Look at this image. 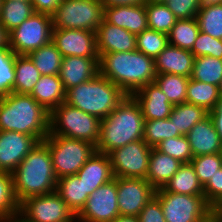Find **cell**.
Returning <instances> with one entry per match:
<instances>
[{
	"label": "cell",
	"instance_id": "cell-14",
	"mask_svg": "<svg viewBox=\"0 0 222 222\" xmlns=\"http://www.w3.org/2000/svg\"><path fill=\"white\" fill-rule=\"evenodd\" d=\"M156 190L147 179L117 178V202L120 215L138 216L144 206L155 196Z\"/></svg>",
	"mask_w": 222,
	"mask_h": 222
},
{
	"label": "cell",
	"instance_id": "cell-27",
	"mask_svg": "<svg viewBox=\"0 0 222 222\" xmlns=\"http://www.w3.org/2000/svg\"><path fill=\"white\" fill-rule=\"evenodd\" d=\"M163 189L171 193L204 195L203 186L191 163H183Z\"/></svg>",
	"mask_w": 222,
	"mask_h": 222
},
{
	"label": "cell",
	"instance_id": "cell-3",
	"mask_svg": "<svg viewBox=\"0 0 222 222\" xmlns=\"http://www.w3.org/2000/svg\"><path fill=\"white\" fill-rule=\"evenodd\" d=\"M145 119L133 96L126 98L101 120L96 152L109 154L126 144L143 139Z\"/></svg>",
	"mask_w": 222,
	"mask_h": 222
},
{
	"label": "cell",
	"instance_id": "cell-19",
	"mask_svg": "<svg viewBox=\"0 0 222 222\" xmlns=\"http://www.w3.org/2000/svg\"><path fill=\"white\" fill-rule=\"evenodd\" d=\"M99 74V58L67 56L62 59L59 77L67 91Z\"/></svg>",
	"mask_w": 222,
	"mask_h": 222
},
{
	"label": "cell",
	"instance_id": "cell-30",
	"mask_svg": "<svg viewBox=\"0 0 222 222\" xmlns=\"http://www.w3.org/2000/svg\"><path fill=\"white\" fill-rule=\"evenodd\" d=\"M41 75H59L62 54L51 41L28 54Z\"/></svg>",
	"mask_w": 222,
	"mask_h": 222
},
{
	"label": "cell",
	"instance_id": "cell-50",
	"mask_svg": "<svg viewBox=\"0 0 222 222\" xmlns=\"http://www.w3.org/2000/svg\"><path fill=\"white\" fill-rule=\"evenodd\" d=\"M104 7L121 6V5H136L145 3V0H100Z\"/></svg>",
	"mask_w": 222,
	"mask_h": 222
},
{
	"label": "cell",
	"instance_id": "cell-39",
	"mask_svg": "<svg viewBox=\"0 0 222 222\" xmlns=\"http://www.w3.org/2000/svg\"><path fill=\"white\" fill-rule=\"evenodd\" d=\"M145 10L150 29L168 34L176 23L177 18L166 4L145 2Z\"/></svg>",
	"mask_w": 222,
	"mask_h": 222
},
{
	"label": "cell",
	"instance_id": "cell-22",
	"mask_svg": "<svg viewBox=\"0 0 222 222\" xmlns=\"http://www.w3.org/2000/svg\"><path fill=\"white\" fill-rule=\"evenodd\" d=\"M195 56L189 51L168 44L155 58L156 74L191 77Z\"/></svg>",
	"mask_w": 222,
	"mask_h": 222
},
{
	"label": "cell",
	"instance_id": "cell-1",
	"mask_svg": "<svg viewBox=\"0 0 222 222\" xmlns=\"http://www.w3.org/2000/svg\"><path fill=\"white\" fill-rule=\"evenodd\" d=\"M99 73L128 96L154 82L157 75L155 59L138 50L102 54L99 57Z\"/></svg>",
	"mask_w": 222,
	"mask_h": 222
},
{
	"label": "cell",
	"instance_id": "cell-46",
	"mask_svg": "<svg viewBox=\"0 0 222 222\" xmlns=\"http://www.w3.org/2000/svg\"><path fill=\"white\" fill-rule=\"evenodd\" d=\"M203 192L207 204L212 209L222 201V168L218 169L216 174L203 186Z\"/></svg>",
	"mask_w": 222,
	"mask_h": 222
},
{
	"label": "cell",
	"instance_id": "cell-6",
	"mask_svg": "<svg viewBox=\"0 0 222 222\" xmlns=\"http://www.w3.org/2000/svg\"><path fill=\"white\" fill-rule=\"evenodd\" d=\"M101 120L80 109L60 104L50 112L48 136H65L97 145Z\"/></svg>",
	"mask_w": 222,
	"mask_h": 222
},
{
	"label": "cell",
	"instance_id": "cell-15",
	"mask_svg": "<svg viewBox=\"0 0 222 222\" xmlns=\"http://www.w3.org/2000/svg\"><path fill=\"white\" fill-rule=\"evenodd\" d=\"M52 42L63 58L67 56L99 58L96 33L93 31L53 28Z\"/></svg>",
	"mask_w": 222,
	"mask_h": 222
},
{
	"label": "cell",
	"instance_id": "cell-33",
	"mask_svg": "<svg viewBox=\"0 0 222 222\" xmlns=\"http://www.w3.org/2000/svg\"><path fill=\"white\" fill-rule=\"evenodd\" d=\"M199 32L196 18L177 19L168 33V42L170 45L191 51Z\"/></svg>",
	"mask_w": 222,
	"mask_h": 222
},
{
	"label": "cell",
	"instance_id": "cell-32",
	"mask_svg": "<svg viewBox=\"0 0 222 222\" xmlns=\"http://www.w3.org/2000/svg\"><path fill=\"white\" fill-rule=\"evenodd\" d=\"M34 12L35 11L31 1H3L0 14V23L9 34L24 20L28 19Z\"/></svg>",
	"mask_w": 222,
	"mask_h": 222
},
{
	"label": "cell",
	"instance_id": "cell-25",
	"mask_svg": "<svg viewBox=\"0 0 222 222\" xmlns=\"http://www.w3.org/2000/svg\"><path fill=\"white\" fill-rule=\"evenodd\" d=\"M30 95L48 112L65 102L66 91L59 75H41Z\"/></svg>",
	"mask_w": 222,
	"mask_h": 222
},
{
	"label": "cell",
	"instance_id": "cell-47",
	"mask_svg": "<svg viewBox=\"0 0 222 222\" xmlns=\"http://www.w3.org/2000/svg\"><path fill=\"white\" fill-rule=\"evenodd\" d=\"M139 222H166L160 200L153 196L138 215Z\"/></svg>",
	"mask_w": 222,
	"mask_h": 222
},
{
	"label": "cell",
	"instance_id": "cell-36",
	"mask_svg": "<svg viewBox=\"0 0 222 222\" xmlns=\"http://www.w3.org/2000/svg\"><path fill=\"white\" fill-rule=\"evenodd\" d=\"M196 20L199 30L213 38L221 39L222 36V4L201 6Z\"/></svg>",
	"mask_w": 222,
	"mask_h": 222
},
{
	"label": "cell",
	"instance_id": "cell-4",
	"mask_svg": "<svg viewBox=\"0 0 222 222\" xmlns=\"http://www.w3.org/2000/svg\"><path fill=\"white\" fill-rule=\"evenodd\" d=\"M48 112L30 94L12 92L0 97V131H15L37 137L49 134Z\"/></svg>",
	"mask_w": 222,
	"mask_h": 222
},
{
	"label": "cell",
	"instance_id": "cell-13",
	"mask_svg": "<svg viewBox=\"0 0 222 222\" xmlns=\"http://www.w3.org/2000/svg\"><path fill=\"white\" fill-rule=\"evenodd\" d=\"M117 198V178H114L89 195L76 222H112L120 215Z\"/></svg>",
	"mask_w": 222,
	"mask_h": 222
},
{
	"label": "cell",
	"instance_id": "cell-44",
	"mask_svg": "<svg viewBox=\"0 0 222 222\" xmlns=\"http://www.w3.org/2000/svg\"><path fill=\"white\" fill-rule=\"evenodd\" d=\"M190 52L195 57L211 56L222 59V42L200 31Z\"/></svg>",
	"mask_w": 222,
	"mask_h": 222
},
{
	"label": "cell",
	"instance_id": "cell-12",
	"mask_svg": "<svg viewBox=\"0 0 222 222\" xmlns=\"http://www.w3.org/2000/svg\"><path fill=\"white\" fill-rule=\"evenodd\" d=\"M151 147L143 140H136L108 154L114 178L146 179Z\"/></svg>",
	"mask_w": 222,
	"mask_h": 222
},
{
	"label": "cell",
	"instance_id": "cell-45",
	"mask_svg": "<svg viewBox=\"0 0 222 222\" xmlns=\"http://www.w3.org/2000/svg\"><path fill=\"white\" fill-rule=\"evenodd\" d=\"M165 4L177 19L196 18L201 7L199 0H167Z\"/></svg>",
	"mask_w": 222,
	"mask_h": 222
},
{
	"label": "cell",
	"instance_id": "cell-37",
	"mask_svg": "<svg viewBox=\"0 0 222 222\" xmlns=\"http://www.w3.org/2000/svg\"><path fill=\"white\" fill-rule=\"evenodd\" d=\"M178 136L181 134L169 118L145 121L143 140L151 148H155L163 140Z\"/></svg>",
	"mask_w": 222,
	"mask_h": 222
},
{
	"label": "cell",
	"instance_id": "cell-55",
	"mask_svg": "<svg viewBox=\"0 0 222 222\" xmlns=\"http://www.w3.org/2000/svg\"><path fill=\"white\" fill-rule=\"evenodd\" d=\"M0 222H26V221L22 219L19 215H16L14 217H11L9 219H6Z\"/></svg>",
	"mask_w": 222,
	"mask_h": 222
},
{
	"label": "cell",
	"instance_id": "cell-24",
	"mask_svg": "<svg viewBox=\"0 0 222 222\" xmlns=\"http://www.w3.org/2000/svg\"><path fill=\"white\" fill-rule=\"evenodd\" d=\"M182 164L156 147L152 148L146 179L155 190L163 188Z\"/></svg>",
	"mask_w": 222,
	"mask_h": 222
},
{
	"label": "cell",
	"instance_id": "cell-59",
	"mask_svg": "<svg viewBox=\"0 0 222 222\" xmlns=\"http://www.w3.org/2000/svg\"><path fill=\"white\" fill-rule=\"evenodd\" d=\"M2 3H3V0H0V14H1Z\"/></svg>",
	"mask_w": 222,
	"mask_h": 222
},
{
	"label": "cell",
	"instance_id": "cell-26",
	"mask_svg": "<svg viewBox=\"0 0 222 222\" xmlns=\"http://www.w3.org/2000/svg\"><path fill=\"white\" fill-rule=\"evenodd\" d=\"M55 192L77 216L86 205L89 197L85 186L77 175H69L57 180Z\"/></svg>",
	"mask_w": 222,
	"mask_h": 222
},
{
	"label": "cell",
	"instance_id": "cell-54",
	"mask_svg": "<svg viewBox=\"0 0 222 222\" xmlns=\"http://www.w3.org/2000/svg\"><path fill=\"white\" fill-rule=\"evenodd\" d=\"M213 212L222 219V201L213 208Z\"/></svg>",
	"mask_w": 222,
	"mask_h": 222
},
{
	"label": "cell",
	"instance_id": "cell-56",
	"mask_svg": "<svg viewBox=\"0 0 222 222\" xmlns=\"http://www.w3.org/2000/svg\"><path fill=\"white\" fill-rule=\"evenodd\" d=\"M209 222H222V219L212 211Z\"/></svg>",
	"mask_w": 222,
	"mask_h": 222
},
{
	"label": "cell",
	"instance_id": "cell-9",
	"mask_svg": "<svg viewBox=\"0 0 222 222\" xmlns=\"http://www.w3.org/2000/svg\"><path fill=\"white\" fill-rule=\"evenodd\" d=\"M155 196L160 200L166 222H209L213 209L204 195H186L157 189Z\"/></svg>",
	"mask_w": 222,
	"mask_h": 222
},
{
	"label": "cell",
	"instance_id": "cell-29",
	"mask_svg": "<svg viewBox=\"0 0 222 222\" xmlns=\"http://www.w3.org/2000/svg\"><path fill=\"white\" fill-rule=\"evenodd\" d=\"M41 74L28 55L15 54V82L13 92L30 94Z\"/></svg>",
	"mask_w": 222,
	"mask_h": 222
},
{
	"label": "cell",
	"instance_id": "cell-51",
	"mask_svg": "<svg viewBox=\"0 0 222 222\" xmlns=\"http://www.w3.org/2000/svg\"><path fill=\"white\" fill-rule=\"evenodd\" d=\"M9 44V34L0 23V48Z\"/></svg>",
	"mask_w": 222,
	"mask_h": 222
},
{
	"label": "cell",
	"instance_id": "cell-49",
	"mask_svg": "<svg viewBox=\"0 0 222 222\" xmlns=\"http://www.w3.org/2000/svg\"><path fill=\"white\" fill-rule=\"evenodd\" d=\"M209 116L211 117L215 130L217 131L222 141V98L219 99L216 107L209 111Z\"/></svg>",
	"mask_w": 222,
	"mask_h": 222
},
{
	"label": "cell",
	"instance_id": "cell-7",
	"mask_svg": "<svg viewBox=\"0 0 222 222\" xmlns=\"http://www.w3.org/2000/svg\"><path fill=\"white\" fill-rule=\"evenodd\" d=\"M42 142L49 148L57 179L76 175L96 152V146L90 142L65 136H47Z\"/></svg>",
	"mask_w": 222,
	"mask_h": 222
},
{
	"label": "cell",
	"instance_id": "cell-42",
	"mask_svg": "<svg viewBox=\"0 0 222 222\" xmlns=\"http://www.w3.org/2000/svg\"><path fill=\"white\" fill-rule=\"evenodd\" d=\"M193 166L199 182L204 186L217 170L222 168L221 153L195 156L190 161Z\"/></svg>",
	"mask_w": 222,
	"mask_h": 222
},
{
	"label": "cell",
	"instance_id": "cell-53",
	"mask_svg": "<svg viewBox=\"0 0 222 222\" xmlns=\"http://www.w3.org/2000/svg\"><path fill=\"white\" fill-rule=\"evenodd\" d=\"M201 6L214 5V4H222V0H199Z\"/></svg>",
	"mask_w": 222,
	"mask_h": 222
},
{
	"label": "cell",
	"instance_id": "cell-28",
	"mask_svg": "<svg viewBox=\"0 0 222 222\" xmlns=\"http://www.w3.org/2000/svg\"><path fill=\"white\" fill-rule=\"evenodd\" d=\"M208 115L209 112L205 108L185 102L173 105L169 120L182 136H186L196 123Z\"/></svg>",
	"mask_w": 222,
	"mask_h": 222
},
{
	"label": "cell",
	"instance_id": "cell-23",
	"mask_svg": "<svg viewBox=\"0 0 222 222\" xmlns=\"http://www.w3.org/2000/svg\"><path fill=\"white\" fill-rule=\"evenodd\" d=\"M76 175L82 180L88 195L114 179L109 156L98 152L86 161Z\"/></svg>",
	"mask_w": 222,
	"mask_h": 222
},
{
	"label": "cell",
	"instance_id": "cell-43",
	"mask_svg": "<svg viewBox=\"0 0 222 222\" xmlns=\"http://www.w3.org/2000/svg\"><path fill=\"white\" fill-rule=\"evenodd\" d=\"M156 148L181 163H190L193 158L191 147L186 136L181 135L163 140Z\"/></svg>",
	"mask_w": 222,
	"mask_h": 222
},
{
	"label": "cell",
	"instance_id": "cell-8",
	"mask_svg": "<svg viewBox=\"0 0 222 222\" xmlns=\"http://www.w3.org/2000/svg\"><path fill=\"white\" fill-rule=\"evenodd\" d=\"M104 20L100 0H62L52 15L53 28L80 29L96 32Z\"/></svg>",
	"mask_w": 222,
	"mask_h": 222
},
{
	"label": "cell",
	"instance_id": "cell-10",
	"mask_svg": "<svg viewBox=\"0 0 222 222\" xmlns=\"http://www.w3.org/2000/svg\"><path fill=\"white\" fill-rule=\"evenodd\" d=\"M52 16L34 12L9 33V47L17 55H28L52 41Z\"/></svg>",
	"mask_w": 222,
	"mask_h": 222
},
{
	"label": "cell",
	"instance_id": "cell-17",
	"mask_svg": "<svg viewBox=\"0 0 222 222\" xmlns=\"http://www.w3.org/2000/svg\"><path fill=\"white\" fill-rule=\"evenodd\" d=\"M95 33L99 57L105 53L137 50L135 34L105 20L97 27Z\"/></svg>",
	"mask_w": 222,
	"mask_h": 222
},
{
	"label": "cell",
	"instance_id": "cell-31",
	"mask_svg": "<svg viewBox=\"0 0 222 222\" xmlns=\"http://www.w3.org/2000/svg\"><path fill=\"white\" fill-rule=\"evenodd\" d=\"M219 99L218 86L189 79L186 94L187 103L201 106L209 112L216 107Z\"/></svg>",
	"mask_w": 222,
	"mask_h": 222
},
{
	"label": "cell",
	"instance_id": "cell-52",
	"mask_svg": "<svg viewBox=\"0 0 222 222\" xmlns=\"http://www.w3.org/2000/svg\"><path fill=\"white\" fill-rule=\"evenodd\" d=\"M112 222H139L138 216L119 215Z\"/></svg>",
	"mask_w": 222,
	"mask_h": 222
},
{
	"label": "cell",
	"instance_id": "cell-18",
	"mask_svg": "<svg viewBox=\"0 0 222 222\" xmlns=\"http://www.w3.org/2000/svg\"><path fill=\"white\" fill-rule=\"evenodd\" d=\"M104 20L135 35L149 28L145 3L104 7Z\"/></svg>",
	"mask_w": 222,
	"mask_h": 222
},
{
	"label": "cell",
	"instance_id": "cell-35",
	"mask_svg": "<svg viewBox=\"0 0 222 222\" xmlns=\"http://www.w3.org/2000/svg\"><path fill=\"white\" fill-rule=\"evenodd\" d=\"M190 78L219 86L222 80V59L211 56L195 57Z\"/></svg>",
	"mask_w": 222,
	"mask_h": 222
},
{
	"label": "cell",
	"instance_id": "cell-21",
	"mask_svg": "<svg viewBox=\"0 0 222 222\" xmlns=\"http://www.w3.org/2000/svg\"><path fill=\"white\" fill-rule=\"evenodd\" d=\"M193 157L221 153L222 141L208 115L196 123L186 135Z\"/></svg>",
	"mask_w": 222,
	"mask_h": 222
},
{
	"label": "cell",
	"instance_id": "cell-38",
	"mask_svg": "<svg viewBox=\"0 0 222 222\" xmlns=\"http://www.w3.org/2000/svg\"><path fill=\"white\" fill-rule=\"evenodd\" d=\"M19 214V203L13 191L11 173L0 171V221Z\"/></svg>",
	"mask_w": 222,
	"mask_h": 222
},
{
	"label": "cell",
	"instance_id": "cell-40",
	"mask_svg": "<svg viewBox=\"0 0 222 222\" xmlns=\"http://www.w3.org/2000/svg\"><path fill=\"white\" fill-rule=\"evenodd\" d=\"M137 50L155 59L169 44L168 34L147 28L136 35Z\"/></svg>",
	"mask_w": 222,
	"mask_h": 222
},
{
	"label": "cell",
	"instance_id": "cell-20",
	"mask_svg": "<svg viewBox=\"0 0 222 222\" xmlns=\"http://www.w3.org/2000/svg\"><path fill=\"white\" fill-rule=\"evenodd\" d=\"M132 96L140 104L145 121L169 118L173 105L155 82L144 85Z\"/></svg>",
	"mask_w": 222,
	"mask_h": 222
},
{
	"label": "cell",
	"instance_id": "cell-11",
	"mask_svg": "<svg viewBox=\"0 0 222 222\" xmlns=\"http://www.w3.org/2000/svg\"><path fill=\"white\" fill-rule=\"evenodd\" d=\"M26 222H76V216L56 193L31 196L19 204V214Z\"/></svg>",
	"mask_w": 222,
	"mask_h": 222
},
{
	"label": "cell",
	"instance_id": "cell-2",
	"mask_svg": "<svg viewBox=\"0 0 222 222\" xmlns=\"http://www.w3.org/2000/svg\"><path fill=\"white\" fill-rule=\"evenodd\" d=\"M13 191L20 204L31 196L55 192L57 177L54 173L49 148L39 142L11 173Z\"/></svg>",
	"mask_w": 222,
	"mask_h": 222
},
{
	"label": "cell",
	"instance_id": "cell-5",
	"mask_svg": "<svg viewBox=\"0 0 222 222\" xmlns=\"http://www.w3.org/2000/svg\"><path fill=\"white\" fill-rule=\"evenodd\" d=\"M126 94L100 73L89 81L66 91L65 102L100 120L107 117L125 98Z\"/></svg>",
	"mask_w": 222,
	"mask_h": 222
},
{
	"label": "cell",
	"instance_id": "cell-41",
	"mask_svg": "<svg viewBox=\"0 0 222 222\" xmlns=\"http://www.w3.org/2000/svg\"><path fill=\"white\" fill-rule=\"evenodd\" d=\"M15 82V53L7 46L0 48V97L13 92Z\"/></svg>",
	"mask_w": 222,
	"mask_h": 222
},
{
	"label": "cell",
	"instance_id": "cell-57",
	"mask_svg": "<svg viewBox=\"0 0 222 222\" xmlns=\"http://www.w3.org/2000/svg\"><path fill=\"white\" fill-rule=\"evenodd\" d=\"M145 2L153 3V4H165L167 0H145Z\"/></svg>",
	"mask_w": 222,
	"mask_h": 222
},
{
	"label": "cell",
	"instance_id": "cell-58",
	"mask_svg": "<svg viewBox=\"0 0 222 222\" xmlns=\"http://www.w3.org/2000/svg\"><path fill=\"white\" fill-rule=\"evenodd\" d=\"M218 89H219V96H220V98H222V80L218 86Z\"/></svg>",
	"mask_w": 222,
	"mask_h": 222
},
{
	"label": "cell",
	"instance_id": "cell-34",
	"mask_svg": "<svg viewBox=\"0 0 222 222\" xmlns=\"http://www.w3.org/2000/svg\"><path fill=\"white\" fill-rule=\"evenodd\" d=\"M189 77L175 74L156 75L154 82L160 90L166 95L172 105L186 102L187 85Z\"/></svg>",
	"mask_w": 222,
	"mask_h": 222
},
{
	"label": "cell",
	"instance_id": "cell-48",
	"mask_svg": "<svg viewBox=\"0 0 222 222\" xmlns=\"http://www.w3.org/2000/svg\"><path fill=\"white\" fill-rule=\"evenodd\" d=\"M36 13L53 15L62 0H30Z\"/></svg>",
	"mask_w": 222,
	"mask_h": 222
},
{
	"label": "cell",
	"instance_id": "cell-16",
	"mask_svg": "<svg viewBox=\"0 0 222 222\" xmlns=\"http://www.w3.org/2000/svg\"><path fill=\"white\" fill-rule=\"evenodd\" d=\"M41 142L15 131H0V171L12 173L24 157Z\"/></svg>",
	"mask_w": 222,
	"mask_h": 222
}]
</instances>
